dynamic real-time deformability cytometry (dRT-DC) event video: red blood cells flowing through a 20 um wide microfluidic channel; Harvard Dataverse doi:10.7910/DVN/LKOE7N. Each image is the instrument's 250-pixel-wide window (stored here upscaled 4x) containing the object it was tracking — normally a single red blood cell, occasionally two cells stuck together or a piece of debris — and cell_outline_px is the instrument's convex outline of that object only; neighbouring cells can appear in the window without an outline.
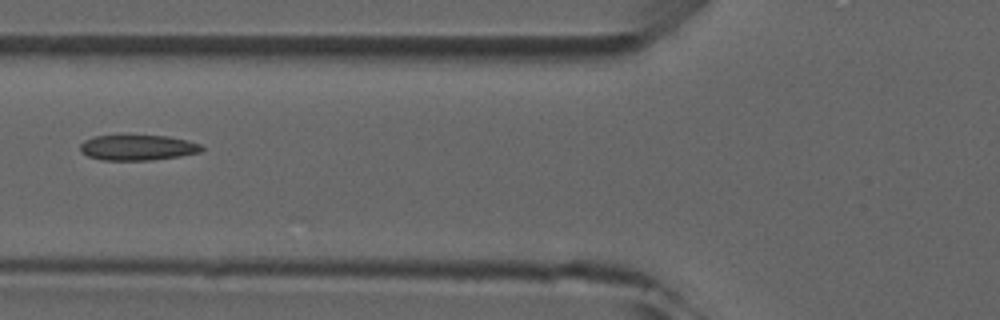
{"species": "common noctule bat (a hibernating species)", "species_latin": "Nyctalus noctula", "temperature_condition": "room temperature", "stored_images_in_passage": 8, "camera_frame_rate_fps": 3000, "um_per_image_px": 0.085, "animal": {"sex": "male", "forearm_length_mm": 52.5}, "frame": {"image": 1, "passage_image": 7, "time_ms": 7.667, "image_size_px": [1000, 320], "cell_outline_px": [[204, 148], [200, 152], [180, 156], [152, 160], [100, 160], [88, 156], [80, 152], [80, 144], [84, 140], [96, 136], [168, 136], [200, 144]], "centroid_in_image_um": [11.67, 12.56], "position_along_channel_um": 114.1, "area_um2": 17.86}}
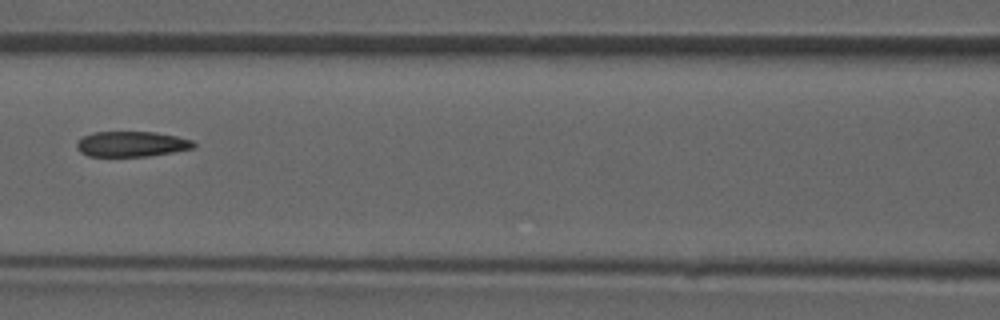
{"frame": {"image": 2, "passage_image": 8, "time_ms": 8.667, "image_size_px": [1000, 320], "cell_outline_px": [[196, 144], [192, 148], [172, 152], [148, 156], [88, 156], [80, 152], [76, 148], [76, 140], [84, 136], [96, 132], [156, 132], [176, 136], [192, 140]], "centroid_in_image_um": [11.15, 12.24], "position_along_channel_um": 155.5, "area_um2": 17.22}}